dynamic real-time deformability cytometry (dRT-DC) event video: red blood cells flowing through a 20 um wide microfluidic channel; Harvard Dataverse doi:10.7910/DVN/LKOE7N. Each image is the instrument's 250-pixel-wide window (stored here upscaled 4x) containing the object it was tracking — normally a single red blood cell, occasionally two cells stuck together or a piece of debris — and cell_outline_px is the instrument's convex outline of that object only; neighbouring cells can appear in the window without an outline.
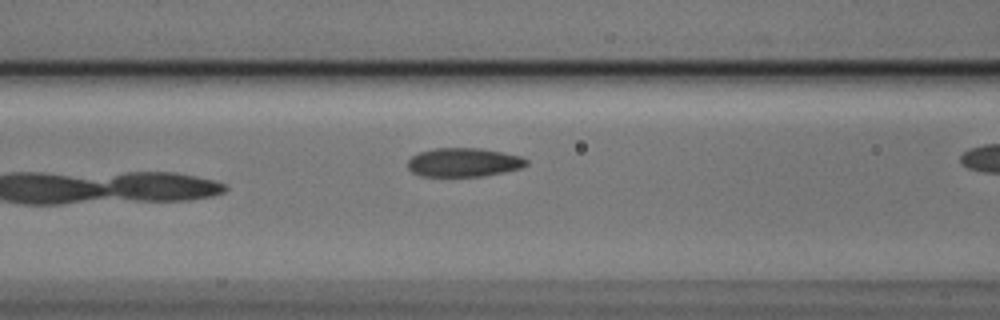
{"species": "Egyptian fruit bat (a non-hibernating species)", "species_latin": "Rousettus aegyptiacus", "temperature_condition": "cold", "stored_images_in_passage": 5, "segment_of_instrument_passage": [1, 2], "camera_frame_rate_fps": 3000, "um_per_image_px": 0.085, "animal": {"sex": "male"}, "frame": {"image": 1, "passage_image": 4, "time_ms": 1.0, "image_size_px": [1000, 320], "cell_outline_px": [[528, 164], [520, 168], [504, 172], [484, 176], [420, 176], [412, 172], [408, 168], [408, 160], [412, 156], [420, 152], [436, 148], [480, 148], [520, 156], [528, 160]], "centroid_in_image_um": [39.4, 13.8], "position_along_channel_um": 127.2, "area_um2": 19.83}}